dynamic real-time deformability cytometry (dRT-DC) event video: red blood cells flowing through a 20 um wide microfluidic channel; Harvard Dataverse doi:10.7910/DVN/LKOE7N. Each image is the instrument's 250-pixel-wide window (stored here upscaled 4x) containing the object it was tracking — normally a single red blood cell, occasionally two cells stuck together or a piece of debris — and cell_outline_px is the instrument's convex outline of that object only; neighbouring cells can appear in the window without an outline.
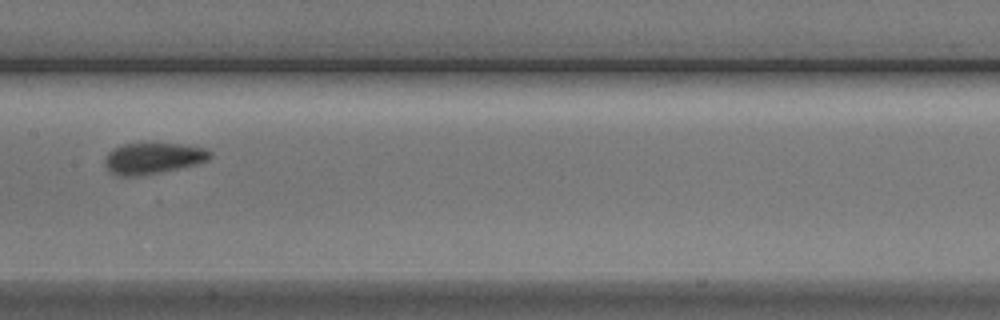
{"species": "Egyptian fruit bat (a non-hibernating species)", "species_latin": "Rousettus aegyptiacus", "temperature_condition": "cold", "stored_images_in_passage": 7, "camera_frame_rate_fps": 3000, "um_per_image_px": 0.085, "animal": {"sex": "male"}, "frame": {"image": 1, "passage_image": 7, "time_ms": 8.0, "image_size_px": [1000, 320], "cell_outline_px": [[212, 156], [208, 160], [196, 164], [156, 172], [132, 176], [120, 176], [112, 172], [104, 164], [104, 156], [112, 148], [124, 144], [180, 144], [204, 148], [212, 152]], "centroid_in_image_um": [12.98, 13.44], "position_along_channel_um": 194.4, "area_um2": 18.67}}